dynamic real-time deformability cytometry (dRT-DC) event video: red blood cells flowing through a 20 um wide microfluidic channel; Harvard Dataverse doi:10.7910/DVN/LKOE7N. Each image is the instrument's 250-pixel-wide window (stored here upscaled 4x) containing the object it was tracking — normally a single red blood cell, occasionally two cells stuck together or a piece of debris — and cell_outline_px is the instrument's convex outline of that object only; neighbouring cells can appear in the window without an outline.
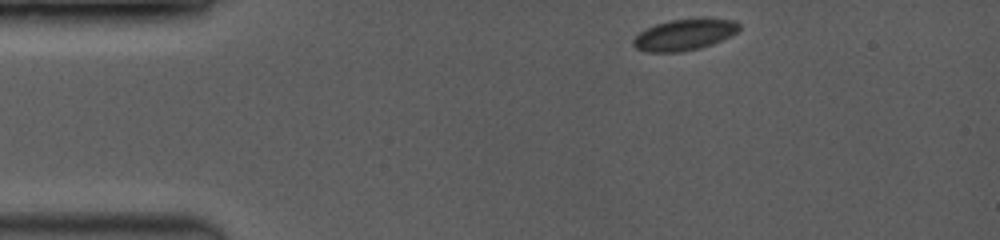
{"species": "common noctule bat (a hibernating species)", "species_latin": "Nyctalus noctula", "temperature_condition": "room temperature", "stored_images_in_passage": 40, "camera_frame_rate_fps": 3500, "um_per_image_px": 0.085, "animal": {"sex": "female", "body_mass_g": 19.0, "forearm_length_mm": 53.3}, "frame": {"image": 1, "passage_image": 1, "time_ms": 0.0, "image_size_px": [1000, 240], "cell_outline_px": [[740, 28], [736, 32], [712, 44], [700, 48], [680, 52], [648, 52], [636, 48], [632, 44], [632, 40], [640, 32], [656, 24], [672, 20], [732, 20], [740, 24]], "centroid_in_image_um": [58.11, 2.98], "position_along_channel_um": 26.9, "area_um2": 18.55}}
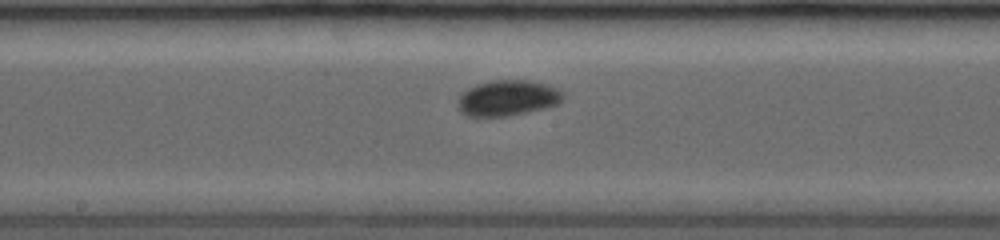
{"frame": {"image": 2, "passage_image": 17, "time_ms": 6.0, "image_size_px": [1000, 240], "cell_outline_px": [[564, 96], [560, 104], [544, 108], [508, 116], [468, 116], [460, 112], [456, 108], [456, 100], [468, 88], [476, 84], [488, 80], [528, 80], [544, 84], [556, 88], [564, 92]], "centroid_in_image_um": [43.12, 8.33], "position_along_channel_um": 205.1, "area_um2": 22.08}}
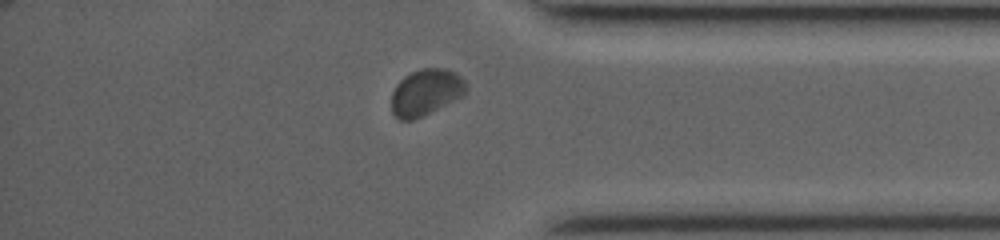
{"frame": {"image": 3, "passage_image": 35, "time_ms": 10.857, "image_size_px": [1000, 240], "cell_outline_px": [[468, 88], [464, 96], [424, 116], [412, 120], [400, 120], [392, 112], [392, 92], [396, 84], [404, 76], [412, 72], [424, 68], [444, 68], [456, 72], [468, 84]], "centroid_in_image_um": [36.24, 7.85], "position_along_channel_um": 399.0, "area_um2": 20.46}, "authors_computed_cell_mechanics": {"area_um2": 20.2878, "velocity_mm_per_s": 4.0431, "shape_relaxation_time_tau1_ms": 1.1929, "shape_relaxation_time_tau2_ms": null, "deformation_change_tau1": 0.0427, "deformation_change_tau2": null}}